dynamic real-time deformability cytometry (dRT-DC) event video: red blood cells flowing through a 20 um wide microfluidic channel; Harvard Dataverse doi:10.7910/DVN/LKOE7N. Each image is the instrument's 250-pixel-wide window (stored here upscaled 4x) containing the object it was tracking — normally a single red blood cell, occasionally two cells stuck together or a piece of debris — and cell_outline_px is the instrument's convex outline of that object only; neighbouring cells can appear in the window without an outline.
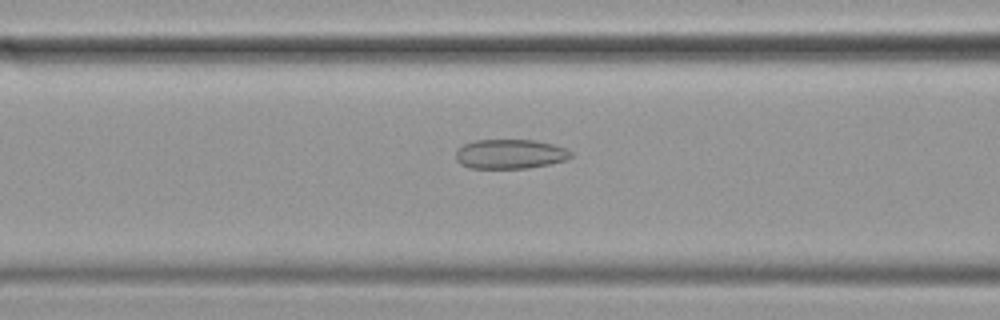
{"species": "common noctule bat (a hibernating species)", "species_latin": "Nyctalus noctula", "temperature_condition": "cold", "stored_images_in_passage": 58, "camera_frame_rate_fps": 3000, "um_per_image_px": 0.085, "animal": {"sex": "female", "body_mass_g": 19.9}, "frame": {"image": 1, "passage_image": 23, "time_ms": 7.333, "image_size_px": [1000, 320], "cell_outline_px": [[572, 156], [564, 160], [548, 164], [528, 168], [468, 168], [460, 164], [456, 160], [456, 152], [464, 144], [476, 140], [536, 140], [568, 148], [572, 152]], "centroid_in_image_um": [43.36, 13.09], "position_along_channel_um": 123.2, "area_um2": 19.77}}
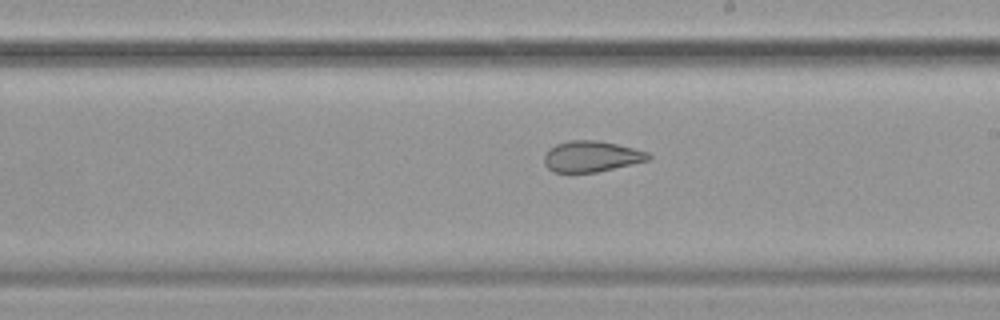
{"frame": {"image": 2, "passage_image": 33, "time_ms": 10.667, "image_size_px": [1000, 320], "cell_outline_px": [[652, 156], [648, 160], [632, 164], [596, 172], [552, 172], [544, 164], [544, 156], [548, 148], [556, 144], [568, 140], [600, 140], [648, 152]], "centroid_in_image_um": [50.23, 13.29], "position_along_channel_um": 238.8, "area_um2": 18.79}}
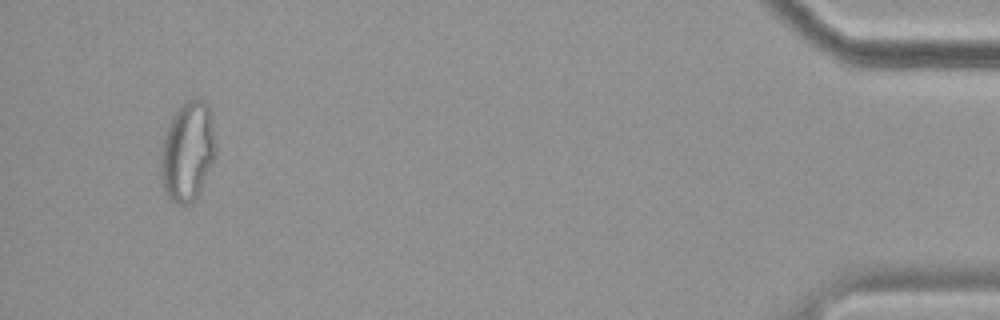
{"frame": {"image": 3, "passage_image": 55, "time_ms": 18.0, "image_size_px": [1000, 320], "cell_outline_px": [[216, 156], [196, 196], [192, 200], [184, 204], [176, 204], [168, 200], [164, 188], [160, 172], [160, 148], [168, 124], [172, 116], [180, 104], [184, 100], [204, 100], [208, 104], [216, 144]], "centroid_in_image_um": [15.92, 12.85], "position_along_channel_um": 419.3, "area_um2": 31.91}, "authors_computed_cell_mechanics": {"area_um2": 25.8655, "velocity_mm_per_s": 3.4807, "shape_relaxation_time_tau1_ms": null, "shape_relaxation_time_tau2_ms": 2.1825, "deformation_change_tau1": null, "deformation_change_tau2": 0.0912}}